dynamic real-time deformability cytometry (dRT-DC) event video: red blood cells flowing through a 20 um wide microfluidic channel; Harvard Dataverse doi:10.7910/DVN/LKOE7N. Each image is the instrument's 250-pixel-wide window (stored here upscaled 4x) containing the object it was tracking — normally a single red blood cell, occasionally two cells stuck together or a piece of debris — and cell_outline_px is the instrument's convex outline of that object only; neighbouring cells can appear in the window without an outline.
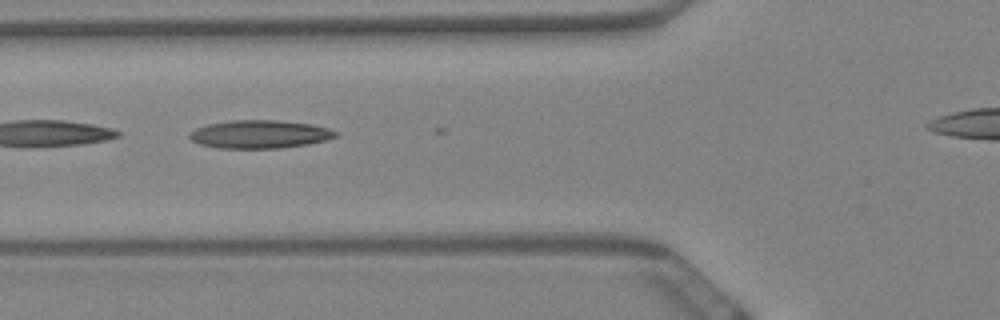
{"species": "Egyptian fruit bat (a non-hibernating species)", "species_latin": "Rousettus aegyptiacus", "temperature_condition": "warm", "stored_images_in_passage": 5, "camera_frame_rate_fps": 3000, "um_per_image_px": 0.085, "animal": {"sex": "female"}, "frame": {"image": 1, "passage_image": 3, "time_ms": 0.667, "image_size_px": [1000, 320], "cell_outline_px": [[340, 136], [328, 140], [308, 144], [276, 148], [220, 148], [200, 144], [192, 140], [188, 136], [188, 132], [196, 128], [208, 124], [228, 120], [276, 120], [312, 124], [328, 128], [340, 132]], "centroid_in_image_um": [22.11, 11.4], "position_along_channel_um": 103.7, "area_um2": 24.16}}